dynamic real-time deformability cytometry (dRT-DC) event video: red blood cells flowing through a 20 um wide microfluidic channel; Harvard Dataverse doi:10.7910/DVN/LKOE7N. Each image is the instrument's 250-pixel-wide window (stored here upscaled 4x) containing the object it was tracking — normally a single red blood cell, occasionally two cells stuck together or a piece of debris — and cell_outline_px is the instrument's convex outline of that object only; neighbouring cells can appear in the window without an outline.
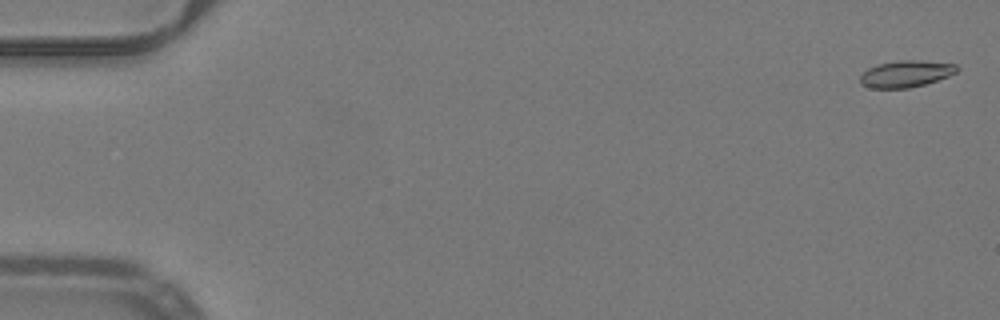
{"species": "common noctule bat (a hibernating species)", "species_latin": "Nyctalus noctula", "temperature_condition": "warm", "stored_images_in_passage": 53, "camera_frame_rate_fps": 3000, "um_per_image_px": 0.085, "animal": {"sex": "male", "body_mass_g": 19.2, "forearm_length_mm": 51.8}, "frame": {"image": 1, "passage_image": 2, "time_ms": 0.333, "image_size_px": [1000, 320], "cell_outline_px": [[960, 68], [956, 72], [948, 76], [924, 84], [908, 88], [872, 88], [860, 84], [860, 76], [868, 68], [876, 64], [900, 60], [920, 60], [956, 64]], "centroid_in_image_um": [76.99, 6.26], "position_along_channel_um": 8.0, "area_um2": 15.03}}
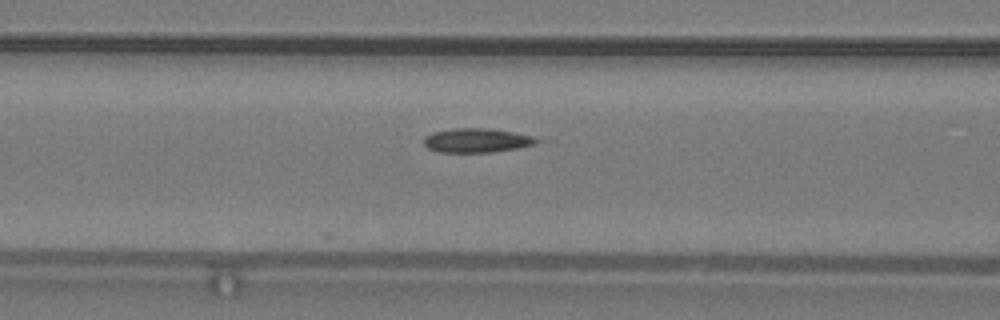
{"frame": {"image": 2, "passage_image": 23, "time_ms": 7.333, "image_size_px": [1000, 320], "cell_outline_px": [[540, 140], [536, 144], [520, 148], [492, 152], [440, 152], [428, 148], [424, 144], [424, 136], [432, 132], [456, 128], [488, 128], [512, 132], [532, 136]], "centroid_in_image_um": [40.53, 11.93], "position_along_channel_um": 126.1, "area_um2": 15.9}}
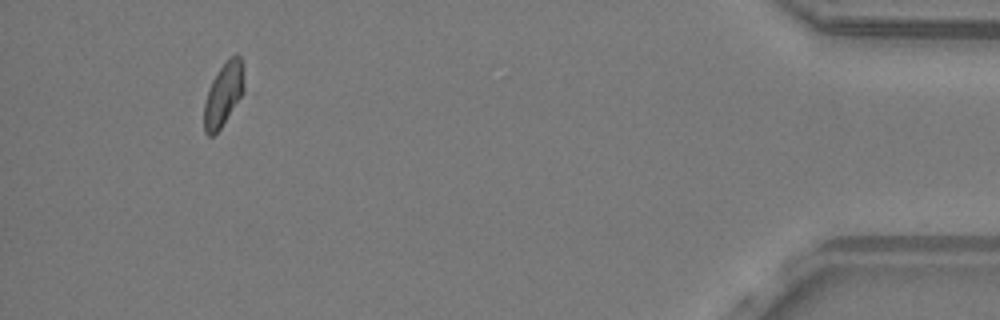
{"frame": {"image": 3, "passage_image": 50, "time_ms": 16.333, "image_size_px": [1000, 320], "cell_outline_px": [[244, 92], [220, 128], [212, 136], [208, 136], [204, 132], [204, 104], [208, 88], [212, 80], [220, 68], [236, 52], [240, 56], [244, 68]], "centroid_in_image_um": [19.0, 8.0], "position_along_channel_um": 416.2, "area_um2": 14.74}, "authors_computed_cell_mechanics": {"area_um2": 15.2014, "velocity_mm_per_s": 3.9895, "shape_relaxation_time_tau1_ms": null, "shape_relaxation_time_tau2_ms": 3.4107, "deformation_change_tau1": null, "deformation_change_tau2": 0.0759}}